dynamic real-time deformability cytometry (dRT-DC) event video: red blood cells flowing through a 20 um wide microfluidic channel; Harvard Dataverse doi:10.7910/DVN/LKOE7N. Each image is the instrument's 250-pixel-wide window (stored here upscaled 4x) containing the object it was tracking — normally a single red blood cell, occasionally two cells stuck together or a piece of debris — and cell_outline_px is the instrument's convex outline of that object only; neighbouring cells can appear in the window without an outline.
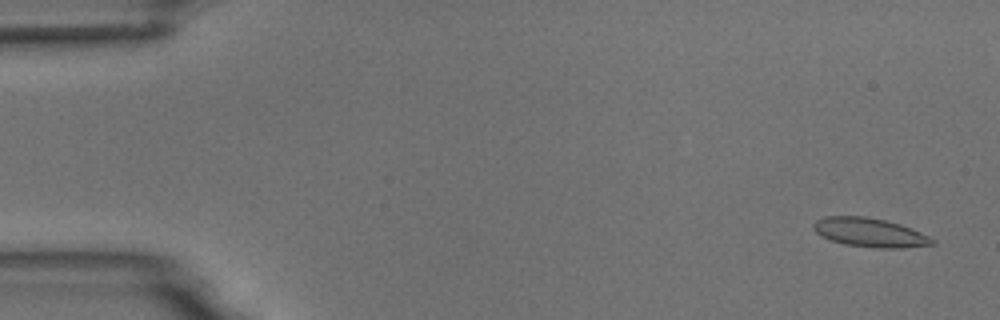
{"species": "common noctule bat (a hibernating species)", "species_latin": "Nyctalus noctula", "temperature_condition": "room temperature", "stored_images_in_passage": 4, "camera_frame_rate_fps": 3000, "um_per_image_px": 0.085, "animal": {"sex": "male", "body_mass_g": 18.8}, "frame": {"image": 1, "passage_image": 1, "time_ms": 0.0, "image_size_px": [1000, 320], "cell_outline_px": [[936, 244], [904, 248], [876, 248], [844, 244], [820, 236], [812, 228], [812, 224], [816, 220], [824, 216], [864, 216], [884, 220], [900, 224], [912, 228], [936, 240]], "centroid_in_image_um": [73.93, 19.76], "position_along_channel_um": 11.1, "area_um2": 20.17}}
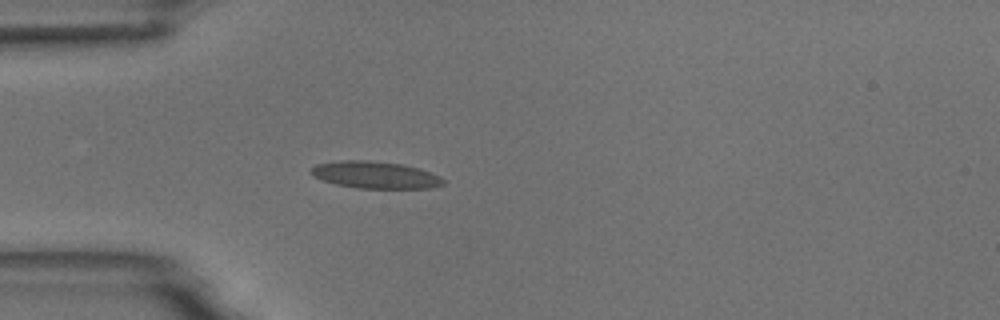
{"frame": {"image": 2, "passage_image": 4, "time_ms": 4.333, "image_size_px": [1000, 320], "cell_outline_px": [[444, 184], [432, 188], [356, 188], [336, 184], [312, 176], [312, 168], [316, 164], [340, 160], [368, 160], [400, 164], [420, 168], [440, 176], [444, 180]], "centroid_in_image_um": [31.92, 14.87], "position_along_channel_um": 53.1, "area_um2": 20.75}}